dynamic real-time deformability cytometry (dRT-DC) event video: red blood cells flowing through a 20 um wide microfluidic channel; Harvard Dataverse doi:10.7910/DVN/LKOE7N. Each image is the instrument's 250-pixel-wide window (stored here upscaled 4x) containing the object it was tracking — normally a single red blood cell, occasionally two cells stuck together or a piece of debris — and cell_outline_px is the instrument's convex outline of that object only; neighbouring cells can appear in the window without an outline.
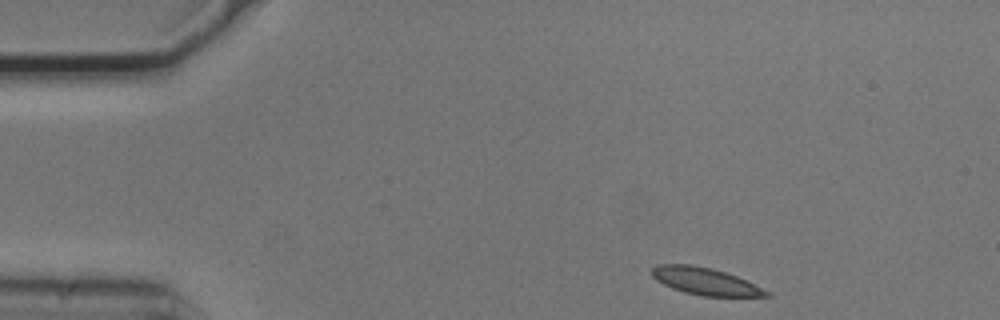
{"species": "common noctule bat (a hibernating species)", "species_latin": "Nyctalus noctula", "temperature_condition": "cold", "stored_images_in_passage": 47, "camera_frame_rate_fps": 3000, "um_per_image_px": 0.085, "animal": {"sex": "male", "body_mass_g": 20.5, "forearm_length_mm": 52.5}, "frame": {"image": 1, "passage_image": 1, "time_ms": 0.0, "image_size_px": [1000, 320], "cell_outline_px": [[772, 296], [704, 296], [684, 292], [672, 288], [656, 280], [652, 276], [652, 268], [656, 264], [692, 264], [712, 268], [736, 276], [772, 292]], "centroid_in_image_um": [59.94, 23.9], "position_along_channel_um": 25.1, "area_um2": 18.09}}
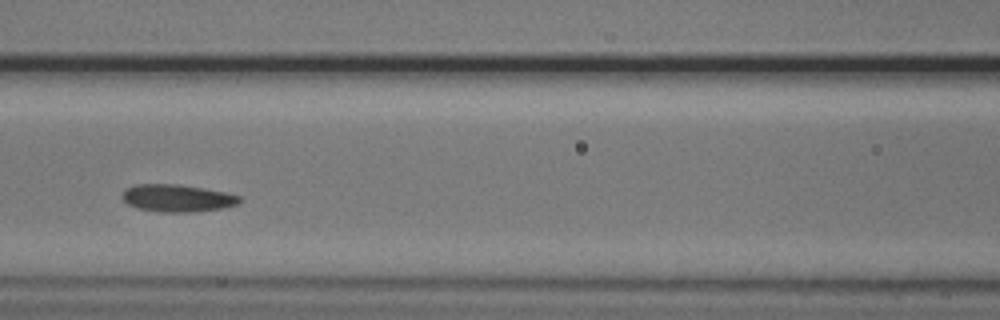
{"frame": {"image": 2, "passage_image": 17, "time_ms": 5.333, "image_size_px": [1000, 320], "cell_outline_px": [[240, 204], [224, 208], [196, 212], [156, 212], [136, 208], [128, 204], [124, 200], [124, 188], [136, 184], [176, 184], [204, 188], [224, 192], [240, 196]], "centroid_in_image_um": [15.08, 16.85], "position_along_channel_um": 151.5, "area_um2": 18.84}}
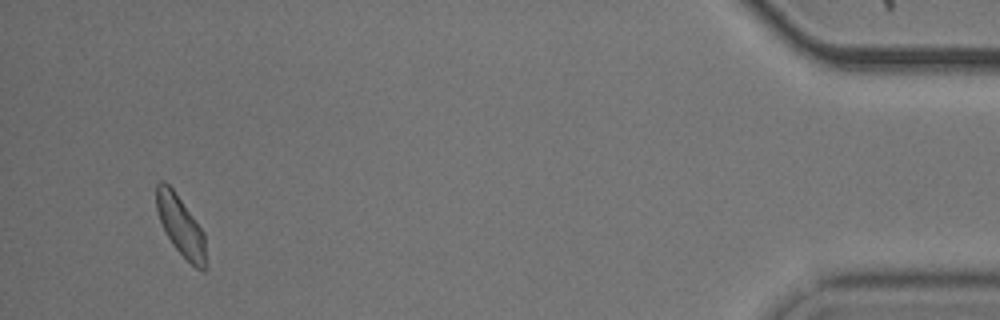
{"frame": {"image": 3, "passage_image": 45, "time_ms": 14.667, "image_size_px": [1000, 320], "cell_outline_px": [[204, 272], [196, 268], [172, 244], [160, 220], [156, 208], [156, 184], [160, 180], [164, 180], [172, 188], [204, 232]], "centroid_in_image_um": [15.32, 19.14], "position_along_channel_um": 419.9, "area_um2": 16.65}, "authors_computed_cell_mechanics": {"area_um2": 18.2648, "velocity_mm_per_s": 3.6862, "shape_relaxation_time_tau1_ms": 2.6561, "shape_relaxation_time_tau2_ms": 2.329, "deformation_change_tau1": 0.0872, "deformation_change_tau2": 0.0711}}